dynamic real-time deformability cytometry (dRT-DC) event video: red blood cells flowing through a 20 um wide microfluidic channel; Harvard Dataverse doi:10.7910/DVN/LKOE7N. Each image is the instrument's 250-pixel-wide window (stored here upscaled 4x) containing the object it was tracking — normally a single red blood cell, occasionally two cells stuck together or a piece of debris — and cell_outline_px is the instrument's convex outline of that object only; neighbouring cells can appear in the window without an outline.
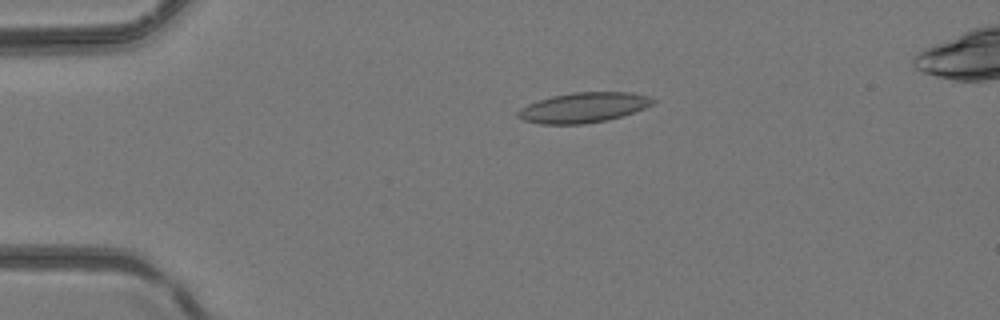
{"species": "common noctule bat (a hibernating species)", "species_latin": "Nyctalus noctula", "temperature_condition": "room temperature", "stored_images_in_passage": 5, "camera_frame_rate_fps": 3000, "um_per_image_px": 0.085, "animal": {"sex": "female", "body_mass_g": 24.6, "forearm_length_mm": 56.2}, "frame": {"image": 1, "passage_image": 3, "time_ms": 0.667, "image_size_px": [1000, 320], "cell_outline_px": [[656, 100], [652, 104], [644, 108], [608, 120], [584, 124], [540, 124], [524, 120], [516, 116], [516, 112], [520, 108], [528, 104], [552, 96], [572, 92], [632, 92], [648, 96]], "centroid_in_image_um": [49.57, 9.14], "position_along_channel_um": 35.4, "area_um2": 23.58}}